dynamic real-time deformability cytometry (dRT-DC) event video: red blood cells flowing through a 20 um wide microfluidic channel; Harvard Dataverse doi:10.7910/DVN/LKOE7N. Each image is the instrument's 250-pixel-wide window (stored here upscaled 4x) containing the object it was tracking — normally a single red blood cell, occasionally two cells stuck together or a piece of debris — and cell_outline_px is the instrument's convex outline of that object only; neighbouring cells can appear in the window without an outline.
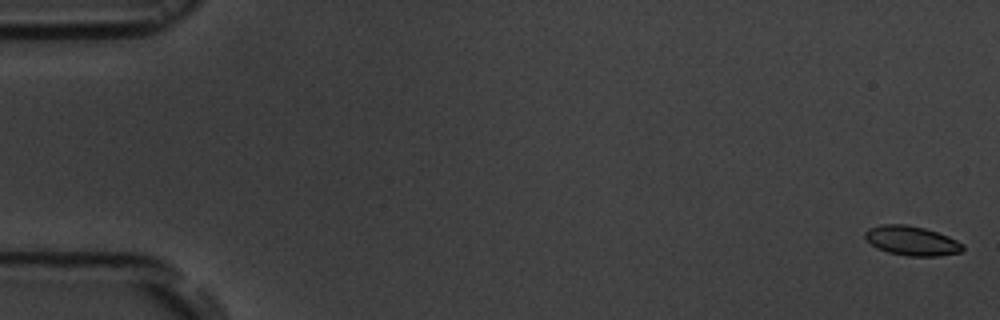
{"species": "common noctule bat (a hibernating species)", "species_latin": "Nyctalus noctula", "temperature_condition": "room temperature", "stored_images_in_passage": 5, "camera_frame_rate_fps": 3000, "um_per_image_px": 0.085, "animal": {"sex": "male", "body_mass_g": 19.5, "forearm_length_mm": 54.6}, "frame": {"image": 1, "passage_image": 1, "time_ms": 0.0, "image_size_px": [1000, 320], "cell_outline_px": [[964, 248], [960, 252], [936, 256], [908, 256], [888, 252], [876, 248], [864, 236], [864, 232], [868, 228], [880, 224], [904, 224], [924, 228], [948, 236], [964, 244]], "centroid_in_image_um": [77.48, 20.46], "position_along_channel_um": 7.5, "area_um2": 16.7}}
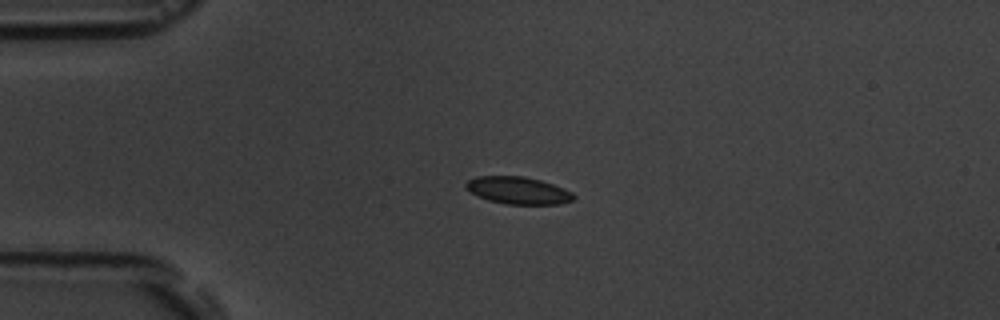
{"frame": {"image": 2, "passage_image": 5, "time_ms": 4.333, "image_size_px": [1000, 320], "cell_outline_px": [[576, 196], [572, 200], [560, 204], [504, 204], [488, 200], [476, 196], [464, 188], [464, 184], [468, 180], [476, 176], [524, 176], [540, 180], [564, 188], [572, 192]], "centroid_in_image_um": [44.0, 16.19], "position_along_channel_um": 41.0, "area_um2": 17.28}}